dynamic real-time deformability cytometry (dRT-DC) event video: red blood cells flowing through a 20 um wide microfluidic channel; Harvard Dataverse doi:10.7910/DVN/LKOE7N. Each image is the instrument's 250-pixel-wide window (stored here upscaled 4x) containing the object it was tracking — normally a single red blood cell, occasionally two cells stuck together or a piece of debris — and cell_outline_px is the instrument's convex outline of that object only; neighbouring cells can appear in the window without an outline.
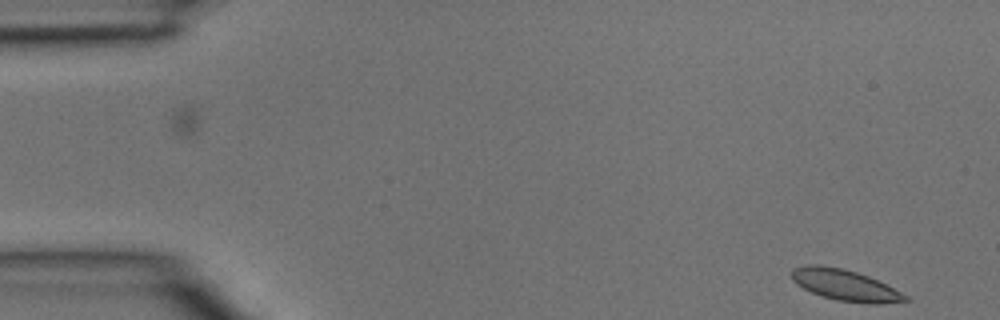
{"species": "common noctule bat (a hibernating species)", "species_latin": "Nyctalus noctula", "temperature_condition": "room temperature", "stored_images_in_passage": 3, "camera_frame_rate_fps": 3000, "um_per_image_px": 0.085, "animal": {"sex": "male", "body_mass_g": 15.6}, "frame": {"image": 1, "passage_image": 1, "time_ms": 0.0, "image_size_px": [1000, 320], "cell_outline_px": [[912, 300], [880, 304], [868, 304], [836, 300], [812, 292], [796, 284], [792, 280], [792, 268], [808, 264], [820, 264], [844, 268], [868, 276], [908, 296]], "centroid_in_image_um": [71.81, 24.23], "position_along_channel_um": 13.2, "area_um2": 20.58}}